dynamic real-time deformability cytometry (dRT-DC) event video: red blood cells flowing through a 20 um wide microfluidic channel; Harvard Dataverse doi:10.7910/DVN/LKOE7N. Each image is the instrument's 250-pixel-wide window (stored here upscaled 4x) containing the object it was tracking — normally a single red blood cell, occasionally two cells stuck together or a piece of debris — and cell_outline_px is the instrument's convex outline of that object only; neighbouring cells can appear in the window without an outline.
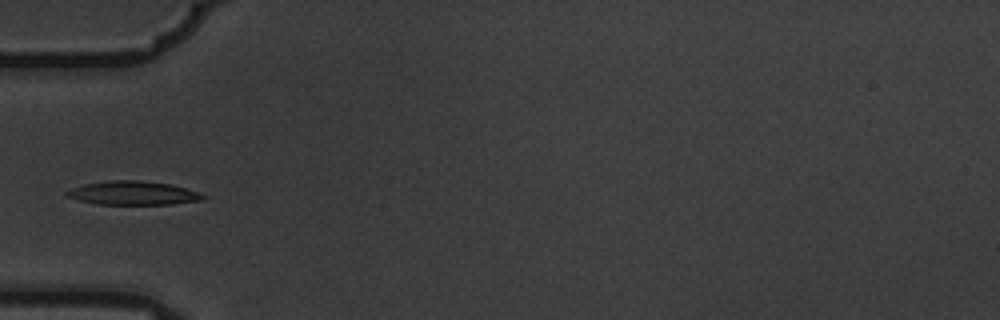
{"species": "common noctule bat (a hibernating species)", "species_latin": "Nyctalus noctula", "temperature_condition": "warm", "stored_images_in_passage": 5, "camera_frame_rate_fps": 3000, "um_per_image_px": 0.085, "animal": {"sex": "male", "body_mass_g": 19.5, "forearm_length_mm": 54.6}, "frame": {"image": 1, "passage_image": 5, "time_ms": 1.333, "image_size_px": [1000, 320], "cell_outline_px": [[204, 196], [200, 200], [172, 204], [96, 204], [64, 196], [64, 192], [72, 188], [84, 184], [112, 180], [136, 180], [168, 184], [200, 192]], "centroid_in_image_um": [11.25, 16.41], "position_along_channel_um": 73.8, "area_um2": 18.55}}